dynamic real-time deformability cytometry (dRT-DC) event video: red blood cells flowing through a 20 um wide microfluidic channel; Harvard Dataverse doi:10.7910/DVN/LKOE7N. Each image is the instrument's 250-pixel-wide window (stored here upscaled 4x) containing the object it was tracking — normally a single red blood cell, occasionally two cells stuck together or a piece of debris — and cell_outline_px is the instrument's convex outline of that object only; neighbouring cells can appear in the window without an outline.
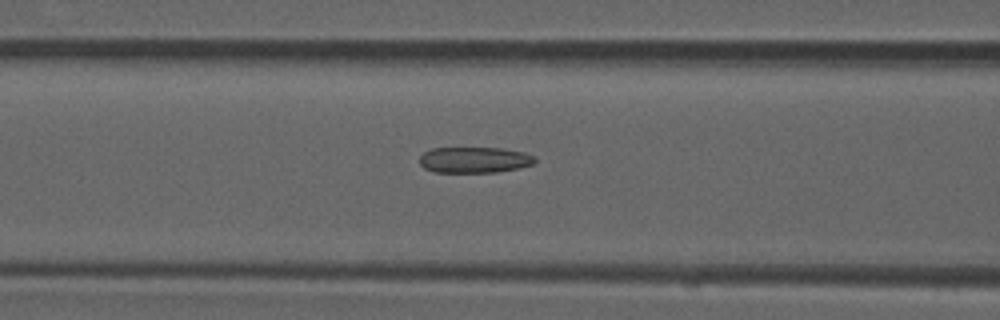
{"species": "common noctule bat (a hibernating species)", "species_latin": "Nyctalus noctula", "temperature_condition": "room temperature", "stored_images_in_passage": 35, "camera_frame_rate_fps": 3000, "um_per_image_px": 0.085, "animal": {"sex": "male", "forearm_length_mm": 52.5}, "frame": {"image": 1, "passage_image": 7, "time_ms": 2.0, "image_size_px": [1000, 320], "cell_outline_px": [[536, 160], [532, 164], [520, 168], [496, 172], [432, 172], [424, 168], [420, 164], [420, 156], [424, 152], [432, 148], [500, 148], [524, 152], [532, 156]], "centroid_in_image_um": [40.29, 13.59], "position_along_channel_um": 126.3, "area_um2": 17.4}}
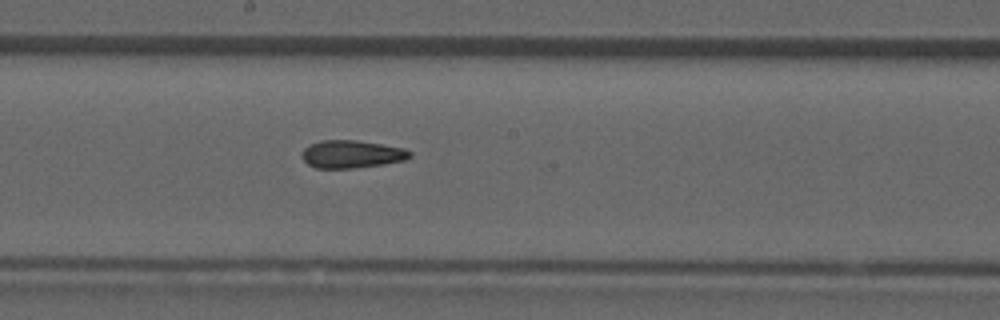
{"frame": {"image": 2, "passage_image": 14, "time_ms": 4.333, "image_size_px": [1000, 320], "cell_outline_px": [[412, 156], [404, 160], [384, 164], [352, 168], [316, 168], [308, 164], [304, 160], [304, 148], [308, 144], [320, 140], [356, 140], [404, 148], [412, 152]], "centroid_in_image_um": [29.9, 13.1], "position_along_channel_um": 218.3, "area_um2": 17.34}}
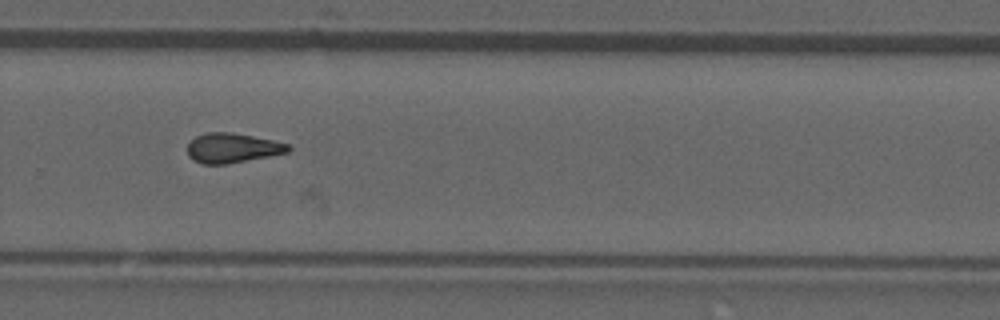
{"frame": {"image": 3, "passage_image": 21, "time_ms": 6.667, "image_size_px": [1000, 320], "cell_outline_px": [[292, 148], [288, 152], [268, 156], [224, 164], [204, 164], [192, 160], [188, 156], [188, 144], [196, 136], [208, 132], [232, 132], [272, 140], [288, 144]], "centroid_in_image_um": [19.73, 12.57], "position_along_channel_um": 310.1, "area_um2": 17.22}, "authors_computed_cell_mechanics": {"area_um2": 17.34, "velocity_mm_per_s": 3.951, "shape_relaxation_time_tau1_ms": null, "shape_relaxation_time_tau2_ms": 6.0112, "deformation_change_tau1": null, "deformation_change_tau2": 0.1579}}